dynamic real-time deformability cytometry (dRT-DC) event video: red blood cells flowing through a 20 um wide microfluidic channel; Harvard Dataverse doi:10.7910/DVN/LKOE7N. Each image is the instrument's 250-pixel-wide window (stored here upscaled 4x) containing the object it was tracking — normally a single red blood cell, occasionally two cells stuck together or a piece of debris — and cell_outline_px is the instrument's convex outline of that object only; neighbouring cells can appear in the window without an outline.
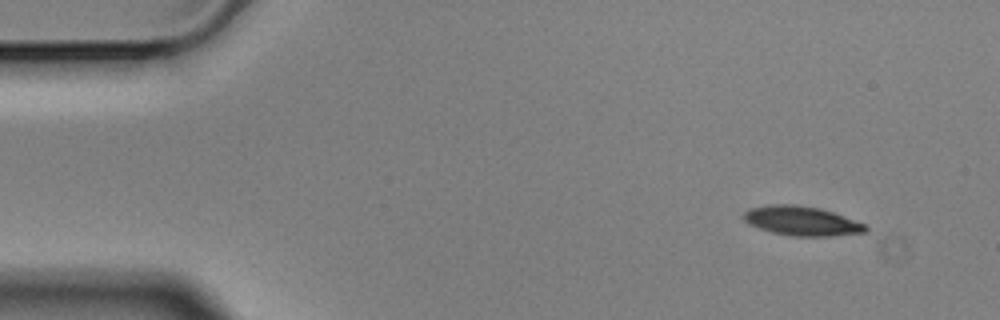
{"species": "Egyptian fruit bat (a non-hibernating species)", "species_latin": "Rousettus aegyptiacus", "temperature_condition": "cold", "stored_images_in_passage": 5, "segment_of_instrument_passage": [1, 2], "camera_frame_rate_fps": 3000, "um_per_image_px": 0.085, "animal": {"sex": "male"}, "frame": {"image": 1, "passage_image": 1, "time_ms": 0.0, "image_size_px": [1000, 320], "cell_outline_px": [[868, 232], [832, 236], [792, 236], [772, 232], [748, 224], [740, 216], [748, 208], [768, 204], [796, 204], [820, 208], [868, 224]], "centroid_in_image_um": [68.14, 18.77], "position_along_channel_um": 16.9, "area_um2": 21.21}}